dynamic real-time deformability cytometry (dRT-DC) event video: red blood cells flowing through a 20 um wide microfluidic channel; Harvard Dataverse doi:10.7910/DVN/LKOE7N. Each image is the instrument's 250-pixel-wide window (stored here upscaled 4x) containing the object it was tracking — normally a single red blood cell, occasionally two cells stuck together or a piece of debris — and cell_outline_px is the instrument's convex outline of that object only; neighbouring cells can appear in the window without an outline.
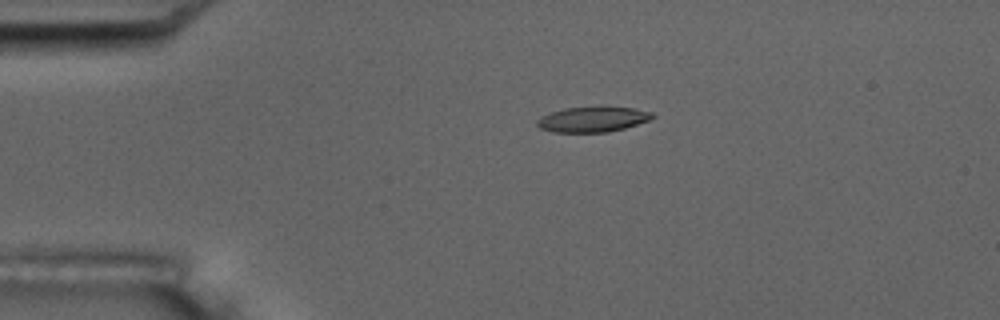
{"species": "common noctule bat (a hibernating species)", "species_latin": "Nyctalus noctula", "temperature_condition": "room temperature", "stored_images_in_passage": 6, "camera_frame_rate_fps": 3000, "um_per_image_px": 0.085, "animal": {"sex": "male", "body_mass_g": 17.5, "forearm_length_mm": 52.3}, "frame": {"image": 1, "passage_image": 4, "time_ms": 3.333, "image_size_px": [1000, 320], "cell_outline_px": [[656, 116], [648, 120], [624, 128], [608, 132], [552, 132], [540, 128], [536, 124], [536, 120], [540, 116], [564, 108], [604, 104], [632, 108], [652, 112]], "centroid_in_image_um": [50.37, 10.1], "position_along_channel_um": 34.6, "area_um2": 17.57}}
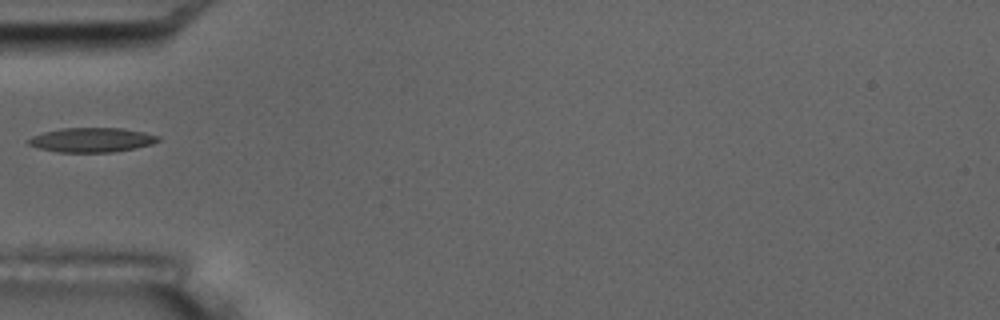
{"frame": {"image": 2, "passage_image": 6, "time_ms": 5.667, "image_size_px": [1000, 320], "cell_outline_px": [[160, 140], [152, 144], [112, 152], [56, 152], [40, 148], [28, 144], [28, 140], [32, 136], [44, 132], [60, 128], [120, 128], [144, 132], [160, 136]], "centroid_in_image_um": [7.8, 11.89], "position_along_channel_um": 77.2, "area_um2": 18.32}}